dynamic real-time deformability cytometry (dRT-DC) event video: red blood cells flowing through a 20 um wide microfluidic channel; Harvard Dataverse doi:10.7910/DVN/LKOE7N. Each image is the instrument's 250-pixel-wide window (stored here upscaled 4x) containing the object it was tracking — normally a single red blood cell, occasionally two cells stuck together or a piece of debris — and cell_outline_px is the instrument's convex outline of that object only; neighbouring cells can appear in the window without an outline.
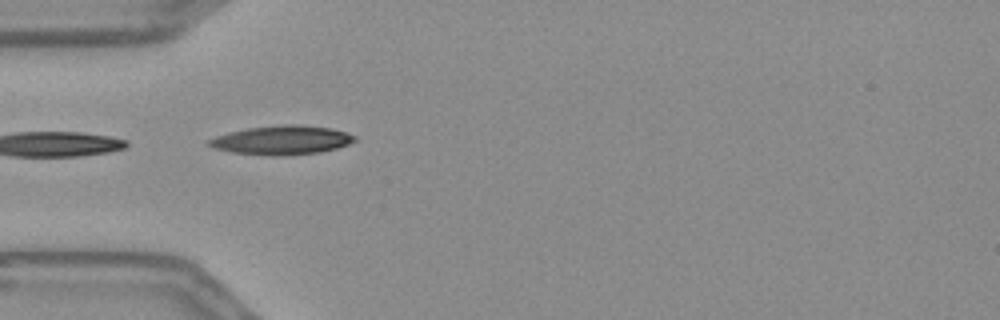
{"species": "Egyptian fruit bat (a non-hibernating species)", "species_latin": "Rousettus aegyptiacus", "temperature_condition": "warm", "stored_images_in_passage": 3, "camera_frame_rate_fps": 3000, "um_per_image_px": 0.085, "frame": {"image": 1, "passage_image": 1, "time_ms": 0.0, "image_size_px": [1000, 320], "cell_outline_px": [[356, 140], [348, 144], [336, 148], [320, 152], [284, 156], [272, 156], [232, 152], [212, 148], [204, 144], [208, 140], [216, 136], [228, 132], [248, 128], [284, 124], [304, 124], [328, 128], [344, 132], [356, 136]], "centroid_in_image_um": [23.9, 11.91], "position_along_channel_um": 61.1, "area_um2": 24.74}}